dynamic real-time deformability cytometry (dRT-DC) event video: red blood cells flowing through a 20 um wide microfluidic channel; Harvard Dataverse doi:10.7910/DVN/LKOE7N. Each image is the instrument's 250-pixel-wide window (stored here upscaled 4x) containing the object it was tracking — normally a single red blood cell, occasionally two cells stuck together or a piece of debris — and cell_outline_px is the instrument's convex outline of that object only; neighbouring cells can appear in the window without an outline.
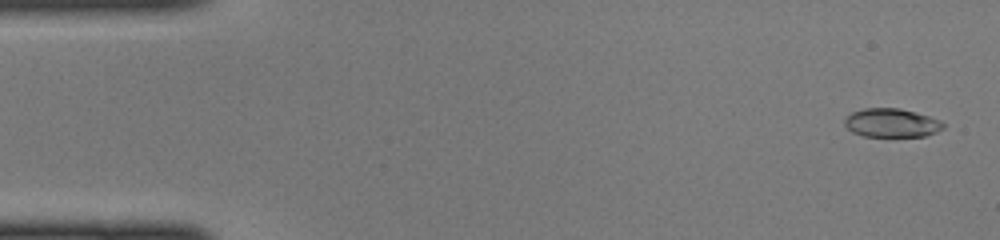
{"species": "common noctule bat (a hibernating species)", "species_latin": "Nyctalus noctula", "temperature_condition": "cold", "stored_images_in_passage": 47, "camera_frame_rate_fps": 3000, "um_per_image_px": 0.085, "animal": {"sex": "female", "body_mass_g": 22.0, "forearm_length_mm": 56.7}, "frame": {"image": 1, "passage_image": 2, "time_ms": 0.333, "image_size_px": [1000, 240], "cell_outline_px": [[944, 128], [936, 132], [924, 136], [864, 136], [852, 132], [844, 124], [844, 120], [852, 112], [864, 108], [900, 108], [928, 116], [940, 120], [944, 124]], "centroid_in_image_um": [75.78, 10.44], "position_along_channel_um": 9.2, "area_um2": 16.36}}
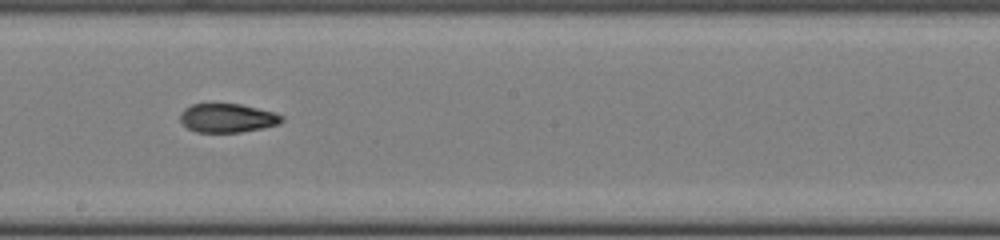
{"frame": {"image": 2, "passage_image": 26, "time_ms": 8.333, "image_size_px": [1000, 240], "cell_outline_px": [[284, 120], [280, 124], [240, 132], [196, 132], [188, 128], [180, 120], [180, 112], [184, 108], [192, 104], [240, 104], [276, 112], [284, 116]], "centroid_in_image_um": [19.35, 10.02], "position_along_channel_um": 228.9, "area_um2": 17.11}}
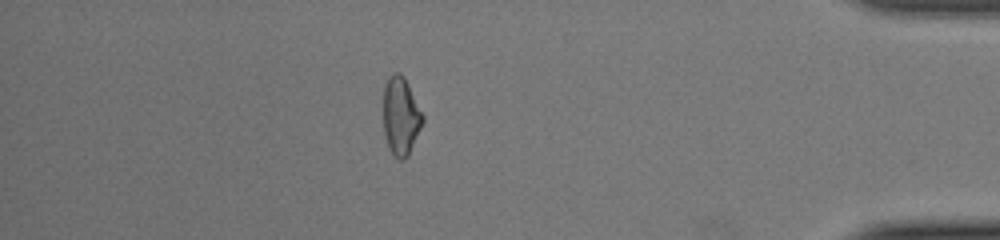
{"frame": {"image": 3, "passage_image": 41, "time_ms": 13.333, "image_size_px": [1000, 240], "cell_outline_px": [[424, 120], [408, 156], [404, 160], [400, 160], [388, 148], [384, 132], [384, 84], [392, 72], [400, 72], [404, 76], [424, 116]], "centroid_in_image_um": [34.07, 9.85], "position_along_channel_um": 401.1, "area_um2": 17.86}}